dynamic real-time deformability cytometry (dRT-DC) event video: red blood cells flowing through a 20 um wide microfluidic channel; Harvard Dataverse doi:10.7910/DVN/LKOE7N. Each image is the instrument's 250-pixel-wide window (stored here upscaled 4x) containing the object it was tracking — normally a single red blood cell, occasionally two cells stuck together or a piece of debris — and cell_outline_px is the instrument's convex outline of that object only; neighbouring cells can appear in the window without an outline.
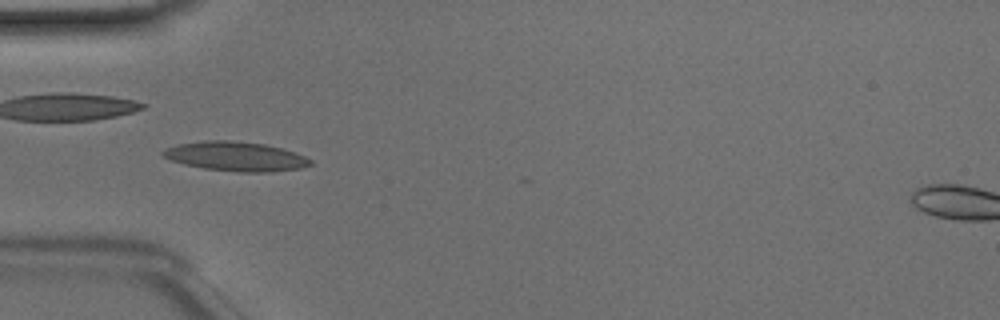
{"species": "Egyptian fruit bat (a non-hibernating species)", "species_latin": "Rousettus aegyptiacus", "temperature_condition": "room temperature", "stored_images_in_passage": 35, "camera_frame_rate_fps": 3000, "um_per_image_px": 0.085, "animal": {"sex": "male"}, "frame": {"image": 1, "passage_image": 10, "time_ms": 3.0, "image_size_px": [1000, 320], "cell_outline_px": [[312, 164], [300, 168], [272, 172], [240, 172], [204, 168], [184, 164], [172, 160], [164, 156], [160, 152], [164, 148], [176, 144], [204, 140], [228, 140], [264, 144], [296, 152], [312, 160]], "centroid_in_image_um": [20.02, 13.29], "position_along_channel_um": 65.0, "area_um2": 25.2}}